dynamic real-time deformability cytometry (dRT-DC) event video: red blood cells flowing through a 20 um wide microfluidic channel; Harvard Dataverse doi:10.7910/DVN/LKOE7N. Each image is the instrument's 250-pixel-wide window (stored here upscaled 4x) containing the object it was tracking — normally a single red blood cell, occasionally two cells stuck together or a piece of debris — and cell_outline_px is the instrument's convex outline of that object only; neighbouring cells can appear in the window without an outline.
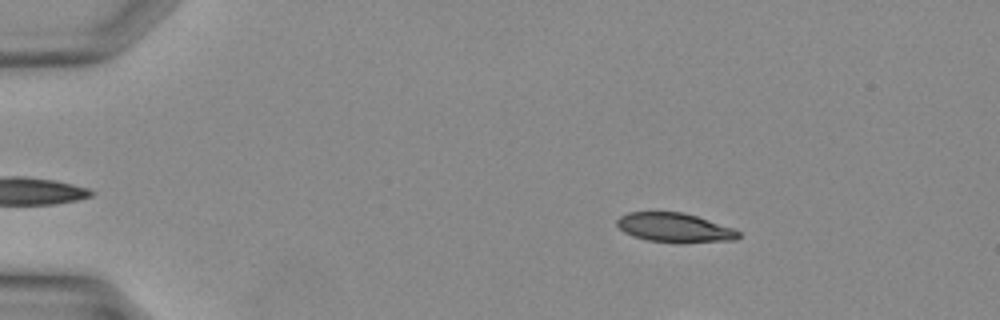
{"species": "Egyptian fruit bat (a non-hibernating species)", "species_latin": "Rousettus aegyptiacus", "temperature_condition": "warm", "stored_images_in_passage": 9, "camera_frame_rate_fps": 3000, "um_per_image_px": 0.085, "animal": {"sex": "female"}, "frame": {"image": 1, "passage_image": 4, "time_ms": 1.0, "image_size_px": [1000, 320], "cell_outline_px": [[740, 236], [736, 240], [648, 240], [632, 236], [624, 232], [616, 224], [616, 220], [620, 216], [628, 212], [684, 212], [732, 228], [740, 232]], "centroid_in_image_um": [57.26, 19.3], "position_along_channel_um": 27.7, "area_um2": 19.65}}